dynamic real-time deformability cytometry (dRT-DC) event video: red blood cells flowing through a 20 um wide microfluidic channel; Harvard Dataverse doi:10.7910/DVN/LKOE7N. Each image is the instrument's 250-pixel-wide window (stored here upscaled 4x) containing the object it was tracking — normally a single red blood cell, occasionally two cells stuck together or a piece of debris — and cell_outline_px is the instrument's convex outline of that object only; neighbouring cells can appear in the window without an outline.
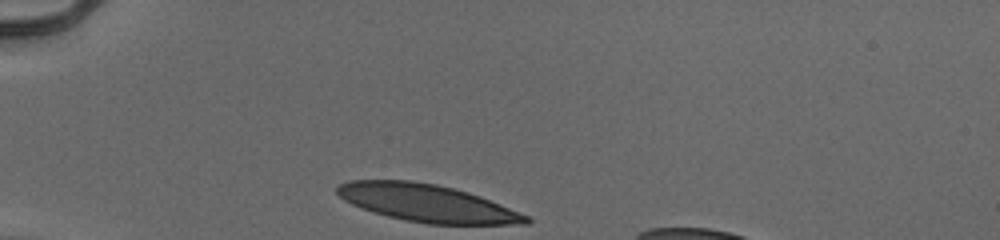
{"species": "human", "species_latin": "Homo sapiens", "temperature_condition": "cold", "stored_images_in_passage": 30, "camera_frame_rate_fps": 3000, "um_per_image_px": 0.085, "donor": {"sex": "male"}, "frame": {"image": 1, "passage_image": 1, "time_ms": 0.0, "image_size_px": [1000, 240], "cell_outline_px": [[532, 220], [528, 224], [428, 224], [388, 216], [372, 212], [360, 208], [344, 200], [336, 192], [336, 188], [340, 184], [348, 180], [412, 180], [436, 184], [468, 192], [480, 196], [500, 204], [528, 216]], "centroid_in_image_um": [36.28, 17.25], "position_along_channel_um": 48.7, "area_um2": 41.04}}
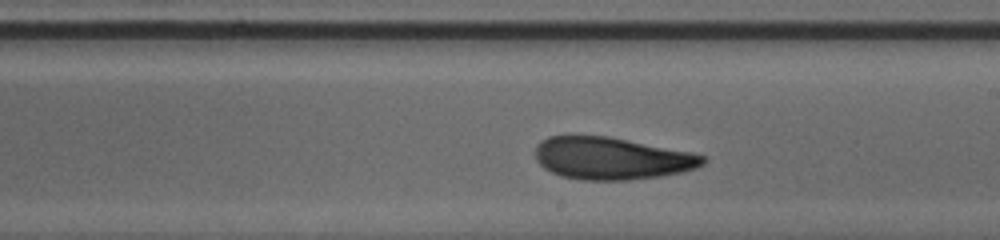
{"frame": {"image": 2, "passage_image": 18, "time_ms": 5.667, "image_size_px": [1000, 240], "cell_outline_px": [[708, 160], [704, 164], [696, 168], [680, 172], [660, 176], [628, 180], [580, 180], [560, 176], [544, 168], [536, 160], [536, 144], [540, 140], [548, 136], [608, 136], [692, 152], [704, 156]], "centroid_in_image_um": [51.98, 13.46], "position_along_channel_um": 237.0, "area_um2": 41.38}}
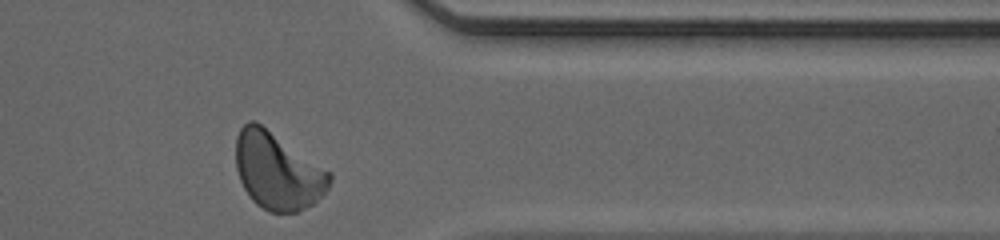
{"frame": {"image": 3, "passage_image": 30, "time_ms": 9.667, "image_size_px": [1000, 240], "cell_outline_px": [[332, 180], [328, 188], [312, 204], [296, 212], [272, 212], [256, 204], [252, 200], [244, 188], [240, 180], [236, 168], [236, 136], [240, 128], [248, 120], [256, 120], [332, 172]], "centroid_in_image_um": [23.59, 14.5], "position_along_channel_um": 387.8, "area_um2": 42.14}, "authors_computed_cell_mechanics": {"area_um2": 41.6449, "velocity_mm_per_s": 3.931, "shape_relaxation_time_tau1_ms": 5.073, "shape_relaxation_time_tau2_ms": 3.1604, "deformation_change_tau1": 0.1782, "deformation_change_tau2": 0.1008}}